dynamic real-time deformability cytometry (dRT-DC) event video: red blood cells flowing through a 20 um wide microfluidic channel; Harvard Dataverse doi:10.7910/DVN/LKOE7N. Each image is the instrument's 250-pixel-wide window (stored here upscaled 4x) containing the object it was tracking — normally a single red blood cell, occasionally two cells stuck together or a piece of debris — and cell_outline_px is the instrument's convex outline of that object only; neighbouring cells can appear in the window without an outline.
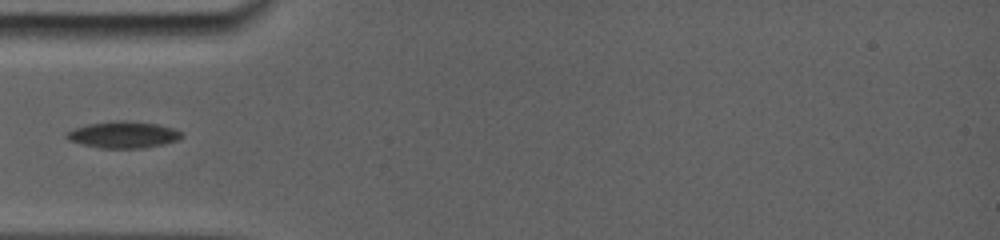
{"species": "common noctule bat (a hibernating species)", "species_latin": "Nyctalus noctula", "temperature_condition": "room temperature", "stored_images_in_passage": 5, "camera_frame_rate_fps": 5000, "um_per_image_px": 0.085, "animal": {"sex": "female", "body_mass_g": 19.0, "forearm_length_mm": 56.7}, "frame": {"image": 1, "passage_image": 1, "time_ms": 0.0, "image_size_px": [1000, 240], "cell_outline_px": [[180, 136], [176, 140], [160, 144], [136, 148], [104, 148], [84, 144], [72, 140], [68, 136], [68, 132], [76, 128], [88, 124], [156, 124], [180, 132]], "centroid_in_image_um": [10.46, 11.51], "position_along_channel_um": 74.5, "area_um2": 15.78}}
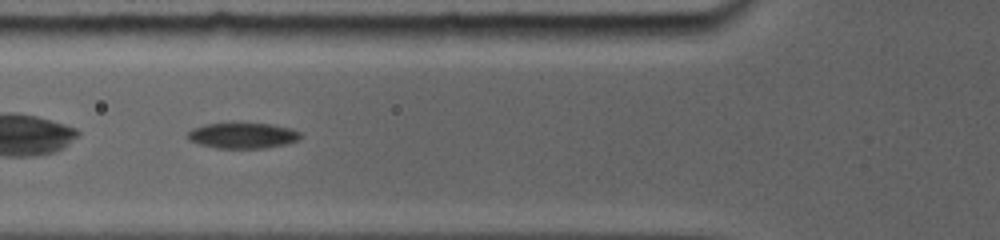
{"frame": {"image": 2, "passage_image": 2, "time_ms": 0.8, "image_size_px": [1000, 240], "cell_outline_px": [[300, 136], [296, 140], [280, 144], [260, 148], [216, 148], [192, 140], [188, 136], [188, 132], [196, 128], [208, 124], [268, 124], [288, 128], [300, 132]], "centroid_in_image_um": [20.63, 11.52], "position_along_channel_um": 105.2, "area_um2": 15.84}}